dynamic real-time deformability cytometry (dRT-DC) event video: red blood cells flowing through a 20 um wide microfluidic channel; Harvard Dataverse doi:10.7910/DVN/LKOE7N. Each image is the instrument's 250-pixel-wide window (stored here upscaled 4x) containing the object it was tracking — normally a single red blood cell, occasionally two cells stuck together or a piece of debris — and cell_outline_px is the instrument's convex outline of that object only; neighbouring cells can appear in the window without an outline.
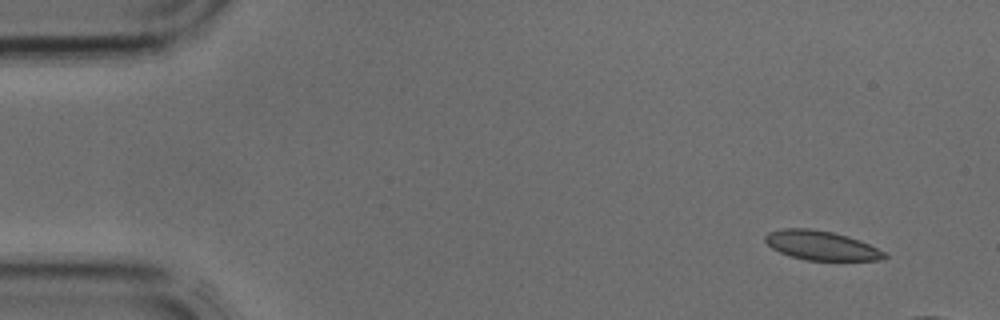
{"species": "common noctule bat (a hibernating species)", "species_latin": "Nyctalus noctula", "temperature_condition": "cold", "stored_images_in_passage": 4, "camera_frame_rate_fps": 3000, "um_per_image_px": 0.085, "animal": {"sex": "male", "body_mass_g": 17.9, "forearm_length_mm": 54.2}, "frame": {"image": 1, "passage_image": 1, "time_ms": 0.0, "image_size_px": [1000, 320], "cell_outline_px": [[888, 256], [880, 260], [804, 260], [780, 252], [772, 248], [764, 240], [764, 236], [768, 232], [784, 228], [808, 228], [832, 232], [848, 236], [860, 240], [884, 252]], "centroid_in_image_um": [69.78, 20.86], "position_along_channel_um": 15.2, "area_um2": 20.17}}